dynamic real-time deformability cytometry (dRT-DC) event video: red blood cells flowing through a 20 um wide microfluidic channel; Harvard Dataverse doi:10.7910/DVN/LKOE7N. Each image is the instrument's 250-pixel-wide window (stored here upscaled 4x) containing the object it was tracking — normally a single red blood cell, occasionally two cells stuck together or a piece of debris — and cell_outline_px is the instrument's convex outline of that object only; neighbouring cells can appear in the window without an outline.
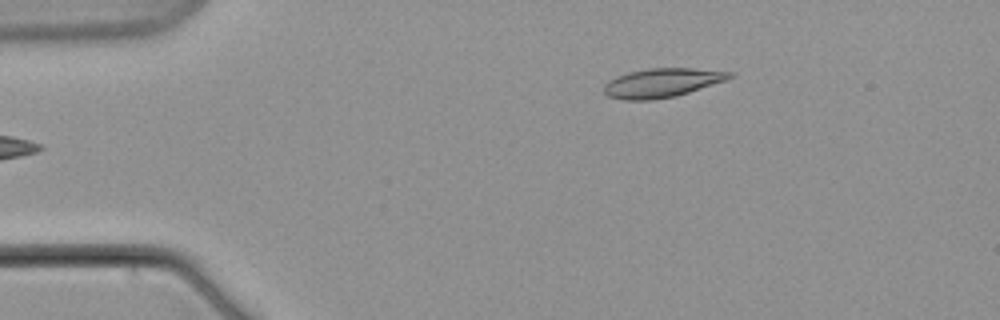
{"species": "common noctule bat (a hibernating species)", "species_latin": "Nyctalus noctula", "temperature_condition": "warm", "stored_images_in_passage": 7, "camera_frame_rate_fps": 3000, "um_per_image_px": 0.085, "animal": {"sex": "male", "body_mass_g": 21.5, "forearm_length_mm": 52.0}, "frame": {"image": 1, "passage_image": 1, "time_ms": 0.0, "image_size_px": [1000, 320], "cell_outline_px": [[732, 76], [724, 80], [676, 96], [652, 100], [624, 100], [608, 96], [604, 92], [604, 84], [608, 80], [616, 76], [628, 72], [648, 68], [692, 68], [732, 72]], "centroid_in_image_um": [56.19, 7.04], "position_along_channel_um": 28.8, "area_um2": 21.04}}
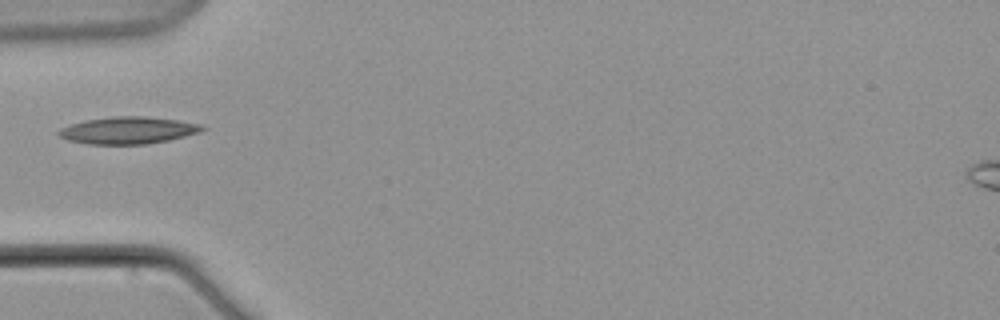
{"frame": {"image": 2, "passage_image": 4, "time_ms": 3.667, "image_size_px": [1000, 320], "cell_outline_px": [[208, 128], [200, 132], [168, 140], [148, 144], [88, 144], [68, 140], [60, 136], [56, 132], [60, 128], [84, 120], [116, 116], [144, 116], [176, 120], [200, 124]], "centroid_in_image_um": [10.88, 11.08], "position_along_channel_um": 74.1, "area_um2": 22.54}}
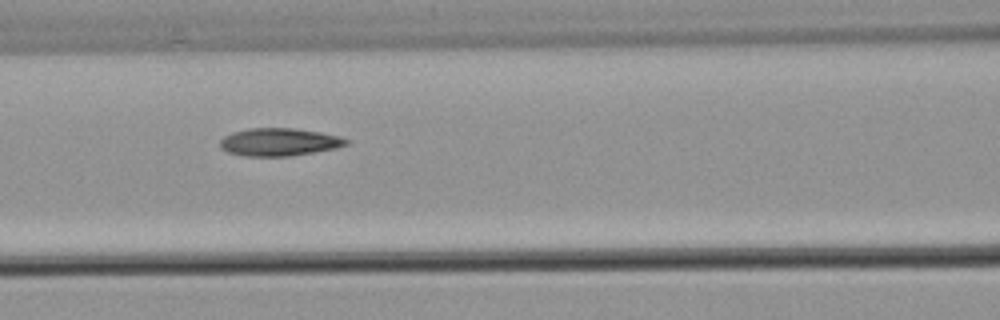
{"frame": {"image": 3, "passage_image": 6, "time_ms": 6.0, "image_size_px": [1000, 320], "cell_outline_px": [[348, 144], [336, 148], [292, 156], [244, 156], [228, 152], [220, 148], [220, 140], [224, 136], [232, 132], [248, 128], [292, 128], [320, 132], [340, 136], [348, 140]], "centroid_in_image_um": [23.71, 12.07], "position_along_channel_um": 142.9, "area_um2": 20.46}}